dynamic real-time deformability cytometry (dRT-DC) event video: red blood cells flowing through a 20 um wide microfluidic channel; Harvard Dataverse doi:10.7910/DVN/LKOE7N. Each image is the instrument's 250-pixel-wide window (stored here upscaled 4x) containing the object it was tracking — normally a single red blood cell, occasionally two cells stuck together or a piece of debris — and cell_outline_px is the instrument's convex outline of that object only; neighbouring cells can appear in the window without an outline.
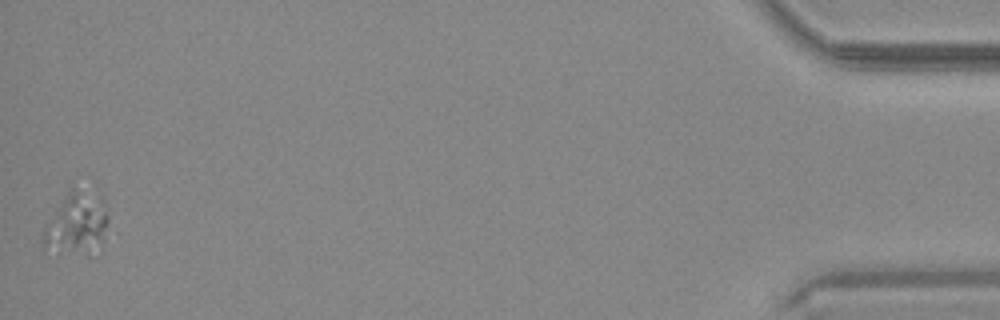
{"species": "common noctule bat (a hibernating species)", "species_latin": "Nyctalus noctula", "temperature_condition": "warm", "stored_images_in_passage": 43, "segment_of_instrument_passage": [2, 2], "camera_frame_rate_fps": 3000, "um_per_image_px": 0.085, "animal": {"sex": "male", "body_mass_g": 20.4}, "frame": {"image": 1, "passage_image": 43, "time_ms": 14.0, "image_size_px": [1000, 320], "cell_outline_px": [[108, 220], [104, 240], [100, 256], [88, 256], [44, 248], [44, 228], [68, 192], [72, 188], [104, 200], [108, 216]], "centroid_in_image_um": [6.61, 19.14], "position_along_channel_um": 428.6, "area_um2": 23.35}}